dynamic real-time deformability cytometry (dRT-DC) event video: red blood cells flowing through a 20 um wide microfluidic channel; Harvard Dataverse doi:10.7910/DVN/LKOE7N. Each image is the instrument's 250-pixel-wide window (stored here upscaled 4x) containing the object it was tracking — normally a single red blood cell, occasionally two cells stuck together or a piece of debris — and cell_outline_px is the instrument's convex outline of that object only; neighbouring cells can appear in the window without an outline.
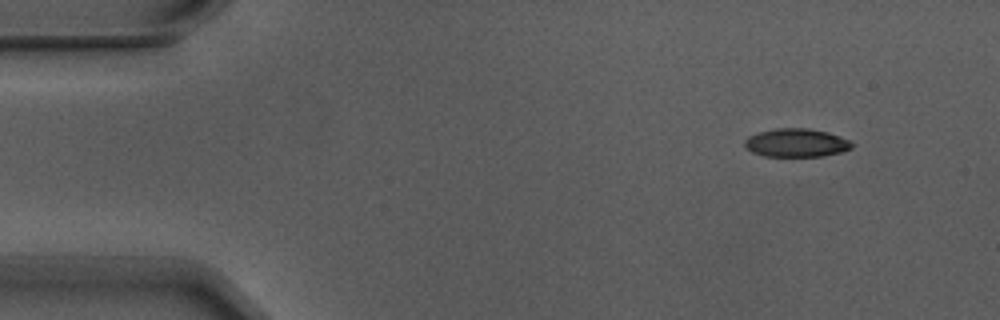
{"species": "Egyptian fruit bat (a non-hibernating species)", "species_latin": "Rousettus aegyptiacus", "temperature_condition": "warm", "stored_images_in_passage": 4, "camera_frame_rate_fps": 3000, "um_per_image_px": 0.085, "animal": {"sex": "male"}, "frame": {"image": 1, "passage_image": 1, "time_ms": 0.0, "image_size_px": [1000, 320], "cell_outline_px": [[856, 144], [852, 148], [844, 152], [820, 156], [764, 156], [752, 152], [744, 144], [744, 140], [748, 136], [760, 132], [776, 128], [808, 128], [828, 132], [840, 136]], "centroid_in_image_um": [67.73, 12.14], "position_along_channel_um": 17.3, "area_um2": 17.8}}